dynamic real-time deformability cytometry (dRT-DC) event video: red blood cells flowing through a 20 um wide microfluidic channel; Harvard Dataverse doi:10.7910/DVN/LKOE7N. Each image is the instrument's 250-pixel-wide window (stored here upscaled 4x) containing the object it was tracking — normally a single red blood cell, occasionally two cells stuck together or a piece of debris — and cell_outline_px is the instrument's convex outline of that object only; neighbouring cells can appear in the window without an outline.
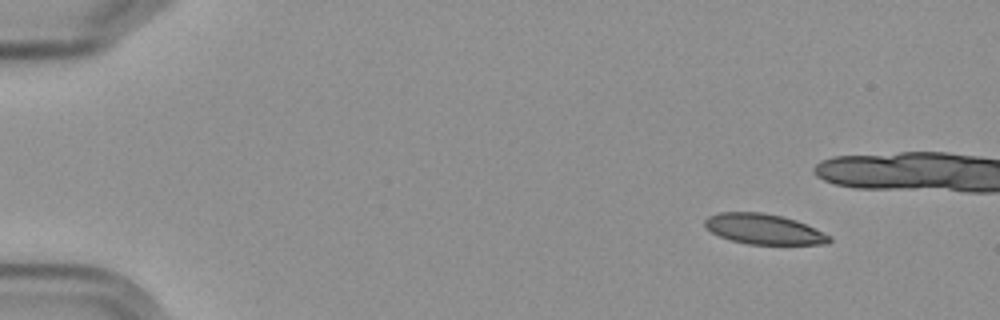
{"species": "Egyptian fruit bat (a non-hibernating species)", "species_latin": "Rousettus aegyptiacus", "temperature_condition": "cold", "stored_images_in_passage": 10, "camera_frame_rate_fps": 3000, "um_per_image_px": 0.085, "frame": {"image": 1, "passage_image": 1, "time_ms": 0.0, "image_size_px": [1000, 320], "cell_outline_px": [[832, 240], [828, 244], [748, 244], [732, 240], [720, 236], [712, 232], [704, 224], [704, 220], [708, 216], [716, 212], [760, 212], [780, 216], [796, 220], [832, 236]], "centroid_in_image_um": [64.93, 19.47], "position_along_channel_um": 20.1, "area_um2": 21.85}}